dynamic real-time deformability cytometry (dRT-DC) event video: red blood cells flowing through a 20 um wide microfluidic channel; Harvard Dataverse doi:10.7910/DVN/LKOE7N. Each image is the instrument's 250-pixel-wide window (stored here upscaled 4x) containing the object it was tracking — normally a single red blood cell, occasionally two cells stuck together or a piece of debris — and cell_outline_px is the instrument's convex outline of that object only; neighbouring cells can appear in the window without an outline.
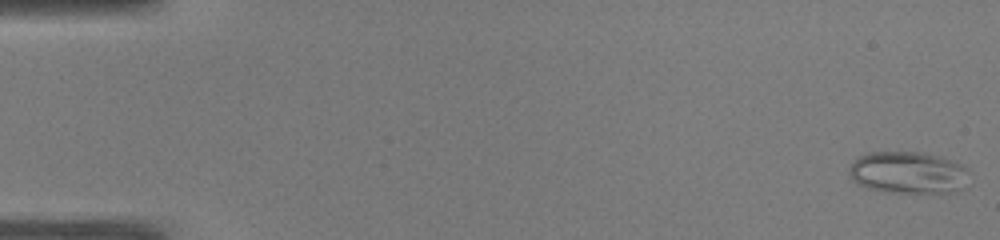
{"species": "common noctule bat (a hibernating species)", "species_latin": "Nyctalus noctula", "temperature_condition": "warm", "stored_images_in_passage": 51, "segment_of_instrument_passage": [1, 2], "camera_frame_rate_fps": 3000, "um_per_image_px": 0.085, "animal": {"sex": "male", "body_mass_g": 19.0, "forearm_length_mm": 50.8}, "frame": {"image": 1, "passage_image": 1, "time_ms": 0.0, "image_size_px": [1000, 240], "cell_outline_px": [[968, 168], [960, 188], [956, 192], [892, 192], [868, 188], [856, 184], [852, 180], [848, 172], [848, 168], [860, 156], [868, 152], [924, 152], [940, 156], [960, 164]], "centroid_in_image_um": [77.12, 14.65], "position_along_channel_um": 7.9, "area_um2": 29.02}}
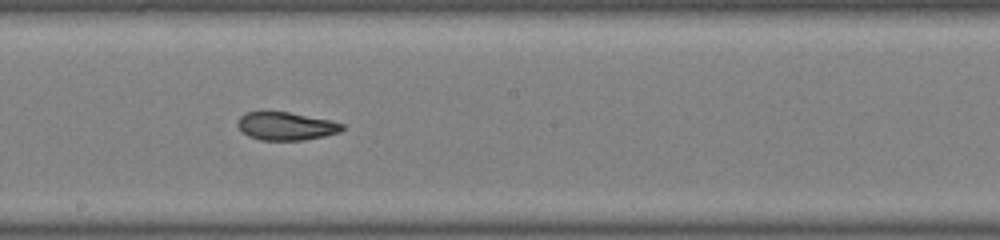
{"frame": {"image": 2, "passage_image": 28, "time_ms": 9.0, "image_size_px": [1000, 240], "cell_outline_px": [[344, 128], [340, 132], [324, 136], [304, 140], [260, 140], [248, 136], [240, 132], [236, 124], [240, 116], [244, 112], [288, 112], [332, 120], [344, 124]], "centroid_in_image_um": [24.29, 10.72], "position_along_channel_um": 223.9, "area_um2": 17.28}}
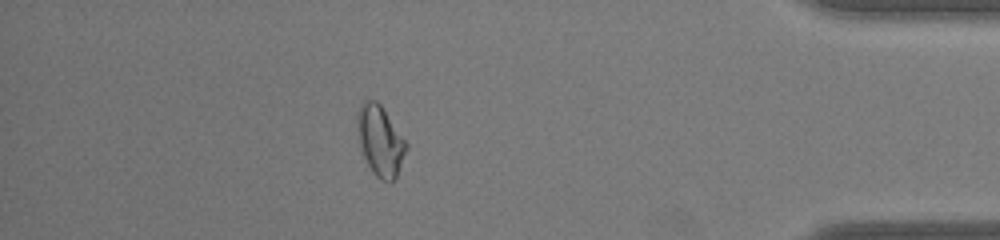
{"frame": {"image": 3, "passage_image": 44, "time_ms": 14.333, "image_size_px": [1000, 240], "cell_outline_px": [[408, 148], [396, 176], [392, 180], [380, 180], [372, 172], [364, 156], [360, 144], [356, 120], [356, 116], [360, 104], [364, 100], [376, 100], [380, 104], [408, 144]], "centroid_in_image_um": [32.31, 11.94], "position_along_channel_um": 402.9, "area_um2": 19.77}}